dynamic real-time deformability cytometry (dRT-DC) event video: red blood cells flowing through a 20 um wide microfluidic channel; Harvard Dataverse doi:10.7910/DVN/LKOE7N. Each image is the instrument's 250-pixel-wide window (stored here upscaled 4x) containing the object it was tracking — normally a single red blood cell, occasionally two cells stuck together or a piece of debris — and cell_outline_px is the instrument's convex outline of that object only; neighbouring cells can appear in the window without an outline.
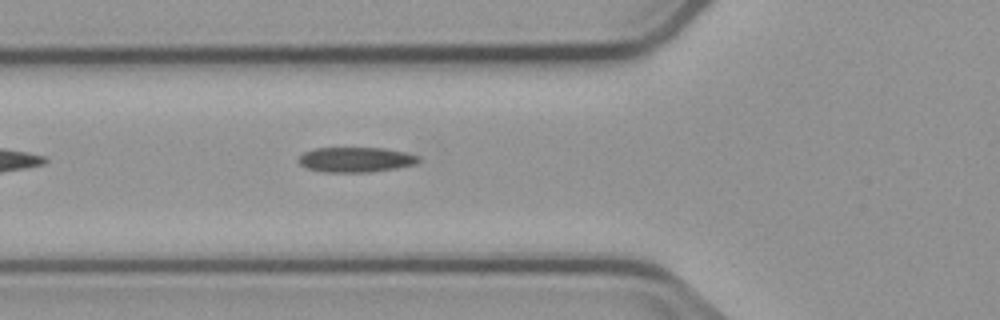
{"species": "common noctule bat (a hibernating species)", "species_latin": "Nyctalus noctula", "temperature_condition": "cold", "stored_images_in_passage": 6, "camera_frame_rate_fps": 3000, "um_per_image_px": 0.085, "animal": {"sex": "male", "body_mass_g": 23.1, "forearm_length_mm": 52.7}, "frame": {"image": 1, "passage_image": 6, "time_ms": 7.0, "image_size_px": [1000, 320], "cell_outline_px": [[420, 160], [416, 164], [396, 168], [368, 172], [324, 172], [308, 168], [300, 164], [296, 160], [304, 152], [312, 148], [384, 148], [404, 152], [420, 156]], "centroid_in_image_um": [30.23, 13.56], "position_along_channel_um": 95.6, "area_um2": 17.51}}